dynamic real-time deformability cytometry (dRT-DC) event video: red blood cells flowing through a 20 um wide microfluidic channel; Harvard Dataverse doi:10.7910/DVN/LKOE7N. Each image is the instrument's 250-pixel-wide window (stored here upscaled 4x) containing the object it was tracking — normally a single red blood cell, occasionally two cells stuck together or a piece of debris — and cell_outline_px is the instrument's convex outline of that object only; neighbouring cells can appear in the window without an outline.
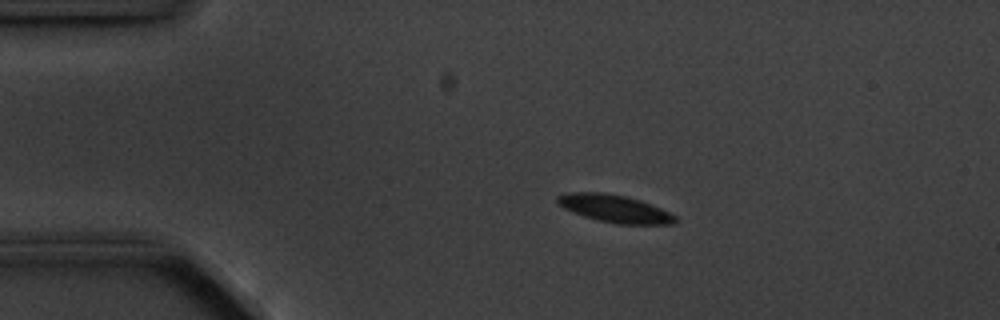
{"species": "common noctule bat (a hibernating species)", "species_latin": "Nyctalus noctula", "temperature_condition": "cold", "stored_images_in_passage": 4, "camera_frame_rate_fps": 3000, "um_per_image_px": 0.085, "animal": {"sex": "male", "body_mass_g": 20.1, "forearm_length_mm": 53.5}, "frame": {"image": 1, "passage_image": 2, "time_ms": 1.0, "image_size_px": [1000, 320], "cell_outline_px": [[676, 220], [672, 224], [616, 224], [596, 220], [572, 212], [564, 208], [556, 200], [556, 196], [568, 192], [604, 192], [624, 196], [640, 200], [660, 208], [676, 216]], "centroid_in_image_um": [52.21, 17.73], "position_along_channel_um": 32.8, "area_um2": 18.84}}